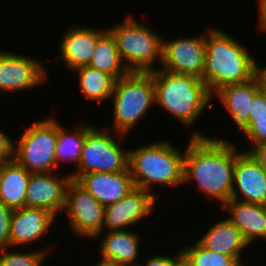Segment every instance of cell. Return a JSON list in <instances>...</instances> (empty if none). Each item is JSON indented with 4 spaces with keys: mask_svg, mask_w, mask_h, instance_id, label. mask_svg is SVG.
<instances>
[{
    "mask_svg": "<svg viewBox=\"0 0 266 266\" xmlns=\"http://www.w3.org/2000/svg\"><path fill=\"white\" fill-rule=\"evenodd\" d=\"M241 152L224 138L193 132L184 154V183L195 181L201 193L223 206L231 199L235 160Z\"/></svg>",
    "mask_w": 266,
    "mask_h": 266,
    "instance_id": "6da1fadb",
    "label": "cell"
},
{
    "mask_svg": "<svg viewBox=\"0 0 266 266\" xmlns=\"http://www.w3.org/2000/svg\"><path fill=\"white\" fill-rule=\"evenodd\" d=\"M206 33L203 81L212 96L224 86L244 83L257 75L258 60L240 42L213 27Z\"/></svg>",
    "mask_w": 266,
    "mask_h": 266,
    "instance_id": "7a4b0ae2",
    "label": "cell"
},
{
    "mask_svg": "<svg viewBox=\"0 0 266 266\" xmlns=\"http://www.w3.org/2000/svg\"><path fill=\"white\" fill-rule=\"evenodd\" d=\"M150 73L154 80L155 105L175 116L186 128L194 125L207 106H214L213 96L201 78L159 68Z\"/></svg>",
    "mask_w": 266,
    "mask_h": 266,
    "instance_id": "3957f363",
    "label": "cell"
},
{
    "mask_svg": "<svg viewBox=\"0 0 266 266\" xmlns=\"http://www.w3.org/2000/svg\"><path fill=\"white\" fill-rule=\"evenodd\" d=\"M167 140L142 145L129 151L128 168L134 186L152 193L154 184L178 187L184 184V154ZM152 191V192H151Z\"/></svg>",
    "mask_w": 266,
    "mask_h": 266,
    "instance_id": "277c9868",
    "label": "cell"
},
{
    "mask_svg": "<svg viewBox=\"0 0 266 266\" xmlns=\"http://www.w3.org/2000/svg\"><path fill=\"white\" fill-rule=\"evenodd\" d=\"M107 29L114 36L122 61L130 72L154 71L157 68L154 63L158 61L162 65L164 38L145 23L137 22L133 15Z\"/></svg>",
    "mask_w": 266,
    "mask_h": 266,
    "instance_id": "5b68a950",
    "label": "cell"
},
{
    "mask_svg": "<svg viewBox=\"0 0 266 266\" xmlns=\"http://www.w3.org/2000/svg\"><path fill=\"white\" fill-rule=\"evenodd\" d=\"M114 133L127 135L155 105V87L150 72H130L115 81L112 96Z\"/></svg>",
    "mask_w": 266,
    "mask_h": 266,
    "instance_id": "8992f818",
    "label": "cell"
},
{
    "mask_svg": "<svg viewBox=\"0 0 266 266\" xmlns=\"http://www.w3.org/2000/svg\"><path fill=\"white\" fill-rule=\"evenodd\" d=\"M109 128L93 127L85 137L81 158L75 172L69 173L73 180H77L82 174L92 172H121L128 169L129 150L120 147V138L125 136L117 133L119 140L113 136Z\"/></svg>",
    "mask_w": 266,
    "mask_h": 266,
    "instance_id": "52a82bcc",
    "label": "cell"
},
{
    "mask_svg": "<svg viewBox=\"0 0 266 266\" xmlns=\"http://www.w3.org/2000/svg\"><path fill=\"white\" fill-rule=\"evenodd\" d=\"M58 122L53 117L33 122L15 144V160L29 172H54L58 168L55 159Z\"/></svg>",
    "mask_w": 266,
    "mask_h": 266,
    "instance_id": "ba28073f",
    "label": "cell"
},
{
    "mask_svg": "<svg viewBox=\"0 0 266 266\" xmlns=\"http://www.w3.org/2000/svg\"><path fill=\"white\" fill-rule=\"evenodd\" d=\"M64 210L70 229L80 237L95 238L104 233L105 206L99 203L76 180H71L66 189Z\"/></svg>",
    "mask_w": 266,
    "mask_h": 266,
    "instance_id": "9c48e42d",
    "label": "cell"
},
{
    "mask_svg": "<svg viewBox=\"0 0 266 266\" xmlns=\"http://www.w3.org/2000/svg\"><path fill=\"white\" fill-rule=\"evenodd\" d=\"M48 68L41 60L0 51V91L21 92L41 86L47 80Z\"/></svg>",
    "mask_w": 266,
    "mask_h": 266,
    "instance_id": "30bf717a",
    "label": "cell"
},
{
    "mask_svg": "<svg viewBox=\"0 0 266 266\" xmlns=\"http://www.w3.org/2000/svg\"><path fill=\"white\" fill-rule=\"evenodd\" d=\"M206 34L163 40L161 69L175 74L193 75L203 80Z\"/></svg>",
    "mask_w": 266,
    "mask_h": 266,
    "instance_id": "8fae6325",
    "label": "cell"
},
{
    "mask_svg": "<svg viewBox=\"0 0 266 266\" xmlns=\"http://www.w3.org/2000/svg\"><path fill=\"white\" fill-rule=\"evenodd\" d=\"M157 200L149 191L135 187L118 202L105 206L104 228L107 231L127 230L128 226L149 216Z\"/></svg>",
    "mask_w": 266,
    "mask_h": 266,
    "instance_id": "7c38bea8",
    "label": "cell"
},
{
    "mask_svg": "<svg viewBox=\"0 0 266 266\" xmlns=\"http://www.w3.org/2000/svg\"><path fill=\"white\" fill-rule=\"evenodd\" d=\"M55 172L31 173L25 195V207L43 208L56 217L65 207L66 189L72 180L70 174L62 178Z\"/></svg>",
    "mask_w": 266,
    "mask_h": 266,
    "instance_id": "4fadbf2b",
    "label": "cell"
},
{
    "mask_svg": "<svg viewBox=\"0 0 266 266\" xmlns=\"http://www.w3.org/2000/svg\"><path fill=\"white\" fill-rule=\"evenodd\" d=\"M230 200L266 205V171L244 150L235 160Z\"/></svg>",
    "mask_w": 266,
    "mask_h": 266,
    "instance_id": "5bb4252c",
    "label": "cell"
},
{
    "mask_svg": "<svg viewBox=\"0 0 266 266\" xmlns=\"http://www.w3.org/2000/svg\"><path fill=\"white\" fill-rule=\"evenodd\" d=\"M108 29H93L88 26H72L62 36L60 40V57L56 56L58 60H63L64 64L71 71L81 67L87 66L94 53V49L98 39Z\"/></svg>",
    "mask_w": 266,
    "mask_h": 266,
    "instance_id": "9a60e30c",
    "label": "cell"
},
{
    "mask_svg": "<svg viewBox=\"0 0 266 266\" xmlns=\"http://www.w3.org/2000/svg\"><path fill=\"white\" fill-rule=\"evenodd\" d=\"M56 216L43 208L22 207L11 215L10 247L28 245L48 234Z\"/></svg>",
    "mask_w": 266,
    "mask_h": 266,
    "instance_id": "2e32d148",
    "label": "cell"
},
{
    "mask_svg": "<svg viewBox=\"0 0 266 266\" xmlns=\"http://www.w3.org/2000/svg\"><path fill=\"white\" fill-rule=\"evenodd\" d=\"M76 181L103 206L118 202L135 188L129 168L121 172L86 173Z\"/></svg>",
    "mask_w": 266,
    "mask_h": 266,
    "instance_id": "e0dca14e",
    "label": "cell"
},
{
    "mask_svg": "<svg viewBox=\"0 0 266 266\" xmlns=\"http://www.w3.org/2000/svg\"><path fill=\"white\" fill-rule=\"evenodd\" d=\"M222 208L229 212L227 219L240 230L249 245L258 239L266 241V205L229 200Z\"/></svg>",
    "mask_w": 266,
    "mask_h": 266,
    "instance_id": "ac0fdd59",
    "label": "cell"
},
{
    "mask_svg": "<svg viewBox=\"0 0 266 266\" xmlns=\"http://www.w3.org/2000/svg\"><path fill=\"white\" fill-rule=\"evenodd\" d=\"M261 89L256 75L247 82L222 87L213 97L219 98L240 131L248 123L253 98Z\"/></svg>",
    "mask_w": 266,
    "mask_h": 266,
    "instance_id": "d6986e66",
    "label": "cell"
},
{
    "mask_svg": "<svg viewBox=\"0 0 266 266\" xmlns=\"http://www.w3.org/2000/svg\"><path fill=\"white\" fill-rule=\"evenodd\" d=\"M131 230V231H130ZM105 235H97L100 238L101 257L116 260L126 266H139L137 258L140 256V235L133 229L106 231ZM104 236V237H103ZM137 262V263H135Z\"/></svg>",
    "mask_w": 266,
    "mask_h": 266,
    "instance_id": "ffe728a7",
    "label": "cell"
},
{
    "mask_svg": "<svg viewBox=\"0 0 266 266\" xmlns=\"http://www.w3.org/2000/svg\"><path fill=\"white\" fill-rule=\"evenodd\" d=\"M198 242L211 251L233 257L239 264L242 251L249 247L240 230L226 217L212 225Z\"/></svg>",
    "mask_w": 266,
    "mask_h": 266,
    "instance_id": "44dd1931",
    "label": "cell"
},
{
    "mask_svg": "<svg viewBox=\"0 0 266 266\" xmlns=\"http://www.w3.org/2000/svg\"><path fill=\"white\" fill-rule=\"evenodd\" d=\"M30 175L16 160L0 165V201L12 210L25 207Z\"/></svg>",
    "mask_w": 266,
    "mask_h": 266,
    "instance_id": "7402d4cb",
    "label": "cell"
},
{
    "mask_svg": "<svg viewBox=\"0 0 266 266\" xmlns=\"http://www.w3.org/2000/svg\"><path fill=\"white\" fill-rule=\"evenodd\" d=\"M118 80L130 73L122 61L114 36L107 30L97 41L89 64Z\"/></svg>",
    "mask_w": 266,
    "mask_h": 266,
    "instance_id": "603a6c76",
    "label": "cell"
},
{
    "mask_svg": "<svg viewBox=\"0 0 266 266\" xmlns=\"http://www.w3.org/2000/svg\"><path fill=\"white\" fill-rule=\"evenodd\" d=\"M93 128L90 124H82L69 130L58 123V139L56 144V166L61 162H71L77 167L85 141L86 134Z\"/></svg>",
    "mask_w": 266,
    "mask_h": 266,
    "instance_id": "cb8c5ba5",
    "label": "cell"
},
{
    "mask_svg": "<svg viewBox=\"0 0 266 266\" xmlns=\"http://www.w3.org/2000/svg\"><path fill=\"white\" fill-rule=\"evenodd\" d=\"M72 72L78 73L80 91L85 98L99 103L111 98L116 81L112 76L89 66L78 67Z\"/></svg>",
    "mask_w": 266,
    "mask_h": 266,
    "instance_id": "d4e9b609",
    "label": "cell"
},
{
    "mask_svg": "<svg viewBox=\"0 0 266 266\" xmlns=\"http://www.w3.org/2000/svg\"><path fill=\"white\" fill-rule=\"evenodd\" d=\"M239 133L245 135L251 145L245 152L266 141V93L262 89L254 96L248 123Z\"/></svg>",
    "mask_w": 266,
    "mask_h": 266,
    "instance_id": "484cf974",
    "label": "cell"
},
{
    "mask_svg": "<svg viewBox=\"0 0 266 266\" xmlns=\"http://www.w3.org/2000/svg\"><path fill=\"white\" fill-rule=\"evenodd\" d=\"M193 266H238L239 263L231 256L211 251L198 241L192 246L180 248Z\"/></svg>",
    "mask_w": 266,
    "mask_h": 266,
    "instance_id": "4316f807",
    "label": "cell"
},
{
    "mask_svg": "<svg viewBox=\"0 0 266 266\" xmlns=\"http://www.w3.org/2000/svg\"><path fill=\"white\" fill-rule=\"evenodd\" d=\"M7 248L0 249V266H42L48 254L43 250L28 252L8 251Z\"/></svg>",
    "mask_w": 266,
    "mask_h": 266,
    "instance_id": "83f0119b",
    "label": "cell"
},
{
    "mask_svg": "<svg viewBox=\"0 0 266 266\" xmlns=\"http://www.w3.org/2000/svg\"><path fill=\"white\" fill-rule=\"evenodd\" d=\"M13 210L0 201V249L10 248L11 215Z\"/></svg>",
    "mask_w": 266,
    "mask_h": 266,
    "instance_id": "f1b7e54d",
    "label": "cell"
},
{
    "mask_svg": "<svg viewBox=\"0 0 266 266\" xmlns=\"http://www.w3.org/2000/svg\"><path fill=\"white\" fill-rule=\"evenodd\" d=\"M16 143L0 130V165L15 160V145Z\"/></svg>",
    "mask_w": 266,
    "mask_h": 266,
    "instance_id": "f546056e",
    "label": "cell"
},
{
    "mask_svg": "<svg viewBox=\"0 0 266 266\" xmlns=\"http://www.w3.org/2000/svg\"><path fill=\"white\" fill-rule=\"evenodd\" d=\"M249 153L259 163V165L266 171V141L255 145Z\"/></svg>",
    "mask_w": 266,
    "mask_h": 266,
    "instance_id": "4dcf8cb0",
    "label": "cell"
},
{
    "mask_svg": "<svg viewBox=\"0 0 266 266\" xmlns=\"http://www.w3.org/2000/svg\"><path fill=\"white\" fill-rule=\"evenodd\" d=\"M139 266H173V257L158 254L151 256L145 263H140Z\"/></svg>",
    "mask_w": 266,
    "mask_h": 266,
    "instance_id": "1f68e13d",
    "label": "cell"
},
{
    "mask_svg": "<svg viewBox=\"0 0 266 266\" xmlns=\"http://www.w3.org/2000/svg\"><path fill=\"white\" fill-rule=\"evenodd\" d=\"M258 16L260 30L266 33V0H258Z\"/></svg>",
    "mask_w": 266,
    "mask_h": 266,
    "instance_id": "d6a6232c",
    "label": "cell"
},
{
    "mask_svg": "<svg viewBox=\"0 0 266 266\" xmlns=\"http://www.w3.org/2000/svg\"><path fill=\"white\" fill-rule=\"evenodd\" d=\"M173 266H193L187 256L181 251L176 252V256H173Z\"/></svg>",
    "mask_w": 266,
    "mask_h": 266,
    "instance_id": "836d02e7",
    "label": "cell"
},
{
    "mask_svg": "<svg viewBox=\"0 0 266 266\" xmlns=\"http://www.w3.org/2000/svg\"><path fill=\"white\" fill-rule=\"evenodd\" d=\"M261 66L258 65V69H257V77L260 81L262 90L266 93V67L264 68H260Z\"/></svg>",
    "mask_w": 266,
    "mask_h": 266,
    "instance_id": "e575fe53",
    "label": "cell"
},
{
    "mask_svg": "<svg viewBox=\"0 0 266 266\" xmlns=\"http://www.w3.org/2000/svg\"><path fill=\"white\" fill-rule=\"evenodd\" d=\"M98 263L95 266H126L124 264L119 263L116 260L106 259L103 257H100Z\"/></svg>",
    "mask_w": 266,
    "mask_h": 266,
    "instance_id": "d590c367",
    "label": "cell"
}]
</instances>
